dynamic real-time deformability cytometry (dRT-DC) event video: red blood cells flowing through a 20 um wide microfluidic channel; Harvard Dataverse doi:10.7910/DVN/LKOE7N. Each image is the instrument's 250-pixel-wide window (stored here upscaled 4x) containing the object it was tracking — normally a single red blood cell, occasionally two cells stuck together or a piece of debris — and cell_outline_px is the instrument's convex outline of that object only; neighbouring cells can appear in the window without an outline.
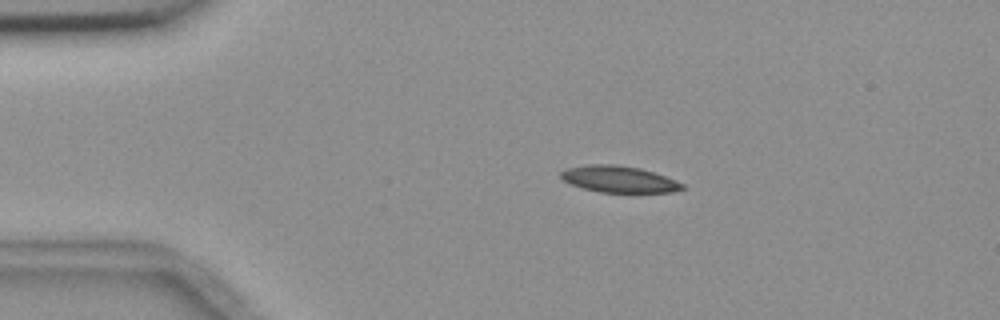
{"species": "common noctule bat (a hibernating species)", "species_latin": "Nyctalus noctula", "temperature_condition": "room temperature", "stored_images_in_passage": 4, "camera_frame_rate_fps": 3000, "um_per_image_px": 0.085, "animal": {"sex": "female", "body_mass_g": 18.4}, "frame": {"image": 1, "passage_image": 2, "time_ms": 1.0, "image_size_px": [1000, 320], "cell_outline_px": [[684, 188], [672, 192], [600, 192], [584, 188], [572, 184], [564, 180], [560, 176], [560, 172], [568, 168], [588, 164], [616, 164], [640, 168], [664, 176], [684, 184]], "centroid_in_image_um": [52.6, 15.22], "position_along_channel_um": 32.4, "area_um2": 18.5}}
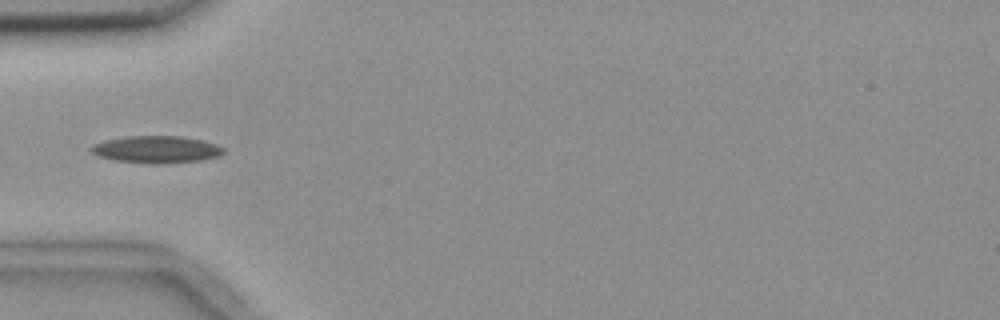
{"frame": {"image": 2, "passage_image": 4, "time_ms": 3.333, "image_size_px": [1000, 320], "cell_outline_px": [[224, 152], [220, 156], [200, 160], [160, 164], [152, 164], [112, 160], [96, 156], [88, 148], [92, 144], [104, 140], [128, 136], [180, 136], [204, 140], [216, 144], [224, 148]], "centroid_in_image_um": [13.26, 12.7], "position_along_channel_um": 71.7, "area_um2": 21.21}}